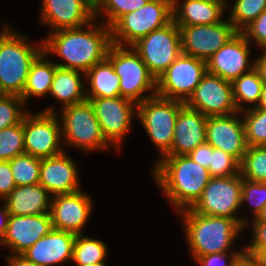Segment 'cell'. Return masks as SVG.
<instances>
[{"label":"cell","instance_id":"bcb514c9","mask_svg":"<svg viewBox=\"0 0 266 266\" xmlns=\"http://www.w3.org/2000/svg\"><path fill=\"white\" fill-rule=\"evenodd\" d=\"M234 266H261V263L257 257L250 256L244 252Z\"/></svg>","mask_w":266,"mask_h":266},{"label":"cell","instance_id":"9f6ffc18","mask_svg":"<svg viewBox=\"0 0 266 266\" xmlns=\"http://www.w3.org/2000/svg\"><path fill=\"white\" fill-rule=\"evenodd\" d=\"M147 1H167V2H170L173 5L175 0H147Z\"/></svg>","mask_w":266,"mask_h":266},{"label":"cell","instance_id":"f1b7e54d","mask_svg":"<svg viewBox=\"0 0 266 266\" xmlns=\"http://www.w3.org/2000/svg\"><path fill=\"white\" fill-rule=\"evenodd\" d=\"M233 99L238 112L244 111L245 107L241 103L255 104L252 107H257L264 85L261 79L259 71L254 67L251 71L242 74L239 78H236L233 82ZM241 102V103H240Z\"/></svg>","mask_w":266,"mask_h":266},{"label":"cell","instance_id":"f5cc1de1","mask_svg":"<svg viewBox=\"0 0 266 266\" xmlns=\"http://www.w3.org/2000/svg\"><path fill=\"white\" fill-rule=\"evenodd\" d=\"M84 1H86L95 10L100 0H84Z\"/></svg>","mask_w":266,"mask_h":266},{"label":"cell","instance_id":"4fadbf2b","mask_svg":"<svg viewBox=\"0 0 266 266\" xmlns=\"http://www.w3.org/2000/svg\"><path fill=\"white\" fill-rule=\"evenodd\" d=\"M205 116H219L238 112L233 99L232 82L207 72L194 92L184 103Z\"/></svg>","mask_w":266,"mask_h":266},{"label":"cell","instance_id":"ac0fdd59","mask_svg":"<svg viewBox=\"0 0 266 266\" xmlns=\"http://www.w3.org/2000/svg\"><path fill=\"white\" fill-rule=\"evenodd\" d=\"M206 142L213 148L230 154L241 163L248 147L243 120L237 118L235 114L209 116L206 125Z\"/></svg>","mask_w":266,"mask_h":266},{"label":"cell","instance_id":"5bb4252c","mask_svg":"<svg viewBox=\"0 0 266 266\" xmlns=\"http://www.w3.org/2000/svg\"><path fill=\"white\" fill-rule=\"evenodd\" d=\"M183 54L207 61L238 31L229 20L216 24L178 26Z\"/></svg>","mask_w":266,"mask_h":266},{"label":"cell","instance_id":"f35d334b","mask_svg":"<svg viewBox=\"0 0 266 266\" xmlns=\"http://www.w3.org/2000/svg\"><path fill=\"white\" fill-rule=\"evenodd\" d=\"M249 201L254 211L253 219L261 213L266 205V182H254L242 178V196L241 202Z\"/></svg>","mask_w":266,"mask_h":266},{"label":"cell","instance_id":"db71d44e","mask_svg":"<svg viewBox=\"0 0 266 266\" xmlns=\"http://www.w3.org/2000/svg\"><path fill=\"white\" fill-rule=\"evenodd\" d=\"M7 94L6 92L3 90L2 86H1V83H0V99L5 97Z\"/></svg>","mask_w":266,"mask_h":266},{"label":"cell","instance_id":"d6a6232c","mask_svg":"<svg viewBox=\"0 0 266 266\" xmlns=\"http://www.w3.org/2000/svg\"><path fill=\"white\" fill-rule=\"evenodd\" d=\"M242 178L266 182V146H248L240 163Z\"/></svg>","mask_w":266,"mask_h":266},{"label":"cell","instance_id":"e575fe53","mask_svg":"<svg viewBox=\"0 0 266 266\" xmlns=\"http://www.w3.org/2000/svg\"><path fill=\"white\" fill-rule=\"evenodd\" d=\"M24 153L23 120L19 124L0 130V161H10Z\"/></svg>","mask_w":266,"mask_h":266},{"label":"cell","instance_id":"9a60e30c","mask_svg":"<svg viewBox=\"0 0 266 266\" xmlns=\"http://www.w3.org/2000/svg\"><path fill=\"white\" fill-rule=\"evenodd\" d=\"M89 101L100 124L103 137L109 144H114L113 146L119 149L121 140L131 129V121L134 114L136 115L137 104L121 96L95 98Z\"/></svg>","mask_w":266,"mask_h":266},{"label":"cell","instance_id":"f907efd6","mask_svg":"<svg viewBox=\"0 0 266 266\" xmlns=\"http://www.w3.org/2000/svg\"><path fill=\"white\" fill-rule=\"evenodd\" d=\"M252 220V222H266V205L263 207L261 213L257 216V218Z\"/></svg>","mask_w":266,"mask_h":266},{"label":"cell","instance_id":"2e32d148","mask_svg":"<svg viewBox=\"0 0 266 266\" xmlns=\"http://www.w3.org/2000/svg\"><path fill=\"white\" fill-rule=\"evenodd\" d=\"M249 43L242 32H237L206 61L207 72L233 82L251 71L255 67V61L251 64L249 62Z\"/></svg>","mask_w":266,"mask_h":266},{"label":"cell","instance_id":"8fae6325","mask_svg":"<svg viewBox=\"0 0 266 266\" xmlns=\"http://www.w3.org/2000/svg\"><path fill=\"white\" fill-rule=\"evenodd\" d=\"M206 73V61L181 53L157 79L156 95L185 103Z\"/></svg>","mask_w":266,"mask_h":266},{"label":"cell","instance_id":"d590c367","mask_svg":"<svg viewBox=\"0 0 266 266\" xmlns=\"http://www.w3.org/2000/svg\"><path fill=\"white\" fill-rule=\"evenodd\" d=\"M147 2V0H100L95 9V18L103 12L105 16L107 15L105 25L111 27L121 16L138 10Z\"/></svg>","mask_w":266,"mask_h":266},{"label":"cell","instance_id":"60d3db41","mask_svg":"<svg viewBox=\"0 0 266 266\" xmlns=\"http://www.w3.org/2000/svg\"><path fill=\"white\" fill-rule=\"evenodd\" d=\"M253 239L244 248V252L259 257L266 250V222H253Z\"/></svg>","mask_w":266,"mask_h":266},{"label":"cell","instance_id":"9c48e42d","mask_svg":"<svg viewBox=\"0 0 266 266\" xmlns=\"http://www.w3.org/2000/svg\"><path fill=\"white\" fill-rule=\"evenodd\" d=\"M131 48L157 80L182 53L179 27L172 20L139 39Z\"/></svg>","mask_w":266,"mask_h":266},{"label":"cell","instance_id":"d6986e66","mask_svg":"<svg viewBox=\"0 0 266 266\" xmlns=\"http://www.w3.org/2000/svg\"><path fill=\"white\" fill-rule=\"evenodd\" d=\"M53 229L50 213L42 215H10L1 244L21 255Z\"/></svg>","mask_w":266,"mask_h":266},{"label":"cell","instance_id":"f546056e","mask_svg":"<svg viewBox=\"0 0 266 266\" xmlns=\"http://www.w3.org/2000/svg\"><path fill=\"white\" fill-rule=\"evenodd\" d=\"M107 247L101 240L83 237L82 234L76 235L72 260L77 265L105 263Z\"/></svg>","mask_w":266,"mask_h":266},{"label":"cell","instance_id":"ffe728a7","mask_svg":"<svg viewBox=\"0 0 266 266\" xmlns=\"http://www.w3.org/2000/svg\"><path fill=\"white\" fill-rule=\"evenodd\" d=\"M41 22L54 31L83 27L95 19V10L84 0H42Z\"/></svg>","mask_w":266,"mask_h":266},{"label":"cell","instance_id":"6da1fadb","mask_svg":"<svg viewBox=\"0 0 266 266\" xmlns=\"http://www.w3.org/2000/svg\"><path fill=\"white\" fill-rule=\"evenodd\" d=\"M86 24V29L66 28L53 31L42 41L45 54H55L66 63H56L58 67L85 73L98 62L104 60L112 44L110 27Z\"/></svg>","mask_w":266,"mask_h":266},{"label":"cell","instance_id":"836d02e7","mask_svg":"<svg viewBox=\"0 0 266 266\" xmlns=\"http://www.w3.org/2000/svg\"><path fill=\"white\" fill-rule=\"evenodd\" d=\"M265 9L266 0H236L230 13L229 22L238 32H241Z\"/></svg>","mask_w":266,"mask_h":266},{"label":"cell","instance_id":"cb8c5ba5","mask_svg":"<svg viewBox=\"0 0 266 266\" xmlns=\"http://www.w3.org/2000/svg\"><path fill=\"white\" fill-rule=\"evenodd\" d=\"M225 9L226 6L219 0H184L181 7L175 0L173 21L177 26L216 24L223 20L221 16Z\"/></svg>","mask_w":266,"mask_h":266},{"label":"cell","instance_id":"3957f363","mask_svg":"<svg viewBox=\"0 0 266 266\" xmlns=\"http://www.w3.org/2000/svg\"><path fill=\"white\" fill-rule=\"evenodd\" d=\"M183 211L180 213L184 216V231L192 257L228 252L237 234L244 230L235 219L206 216L195 213L191 208Z\"/></svg>","mask_w":266,"mask_h":266},{"label":"cell","instance_id":"8d00e7d4","mask_svg":"<svg viewBox=\"0 0 266 266\" xmlns=\"http://www.w3.org/2000/svg\"><path fill=\"white\" fill-rule=\"evenodd\" d=\"M25 103L20 96L6 95L0 99V130L22 122L24 113L20 107Z\"/></svg>","mask_w":266,"mask_h":266},{"label":"cell","instance_id":"603a6c76","mask_svg":"<svg viewBox=\"0 0 266 266\" xmlns=\"http://www.w3.org/2000/svg\"><path fill=\"white\" fill-rule=\"evenodd\" d=\"M76 234L52 229L21 255L39 266H52L72 260Z\"/></svg>","mask_w":266,"mask_h":266},{"label":"cell","instance_id":"4dcf8cb0","mask_svg":"<svg viewBox=\"0 0 266 266\" xmlns=\"http://www.w3.org/2000/svg\"><path fill=\"white\" fill-rule=\"evenodd\" d=\"M9 162L16 186L39 184L41 158L24 153Z\"/></svg>","mask_w":266,"mask_h":266},{"label":"cell","instance_id":"8992f818","mask_svg":"<svg viewBox=\"0 0 266 266\" xmlns=\"http://www.w3.org/2000/svg\"><path fill=\"white\" fill-rule=\"evenodd\" d=\"M173 5L167 1H148L138 10L121 16L111 27L113 44L132 46L152 31L173 20Z\"/></svg>","mask_w":266,"mask_h":266},{"label":"cell","instance_id":"1f68e13d","mask_svg":"<svg viewBox=\"0 0 266 266\" xmlns=\"http://www.w3.org/2000/svg\"><path fill=\"white\" fill-rule=\"evenodd\" d=\"M242 112L247 146H266V109L252 107Z\"/></svg>","mask_w":266,"mask_h":266},{"label":"cell","instance_id":"52a82bcc","mask_svg":"<svg viewBox=\"0 0 266 266\" xmlns=\"http://www.w3.org/2000/svg\"><path fill=\"white\" fill-rule=\"evenodd\" d=\"M184 105L181 101L155 95L136 106L137 118L162 157L171 149L177 115Z\"/></svg>","mask_w":266,"mask_h":266},{"label":"cell","instance_id":"b9f144b4","mask_svg":"<svg viewBox=\"0 0 266 266\" xmlns=\"http://www.w3.org/2000/svg\"><path fill=\"white\" fill-rule=\"evenodd\" d=\"M243 251H235L233 253H230L231 256H229V264L225 261V259L228 258L227 252L223 253H211L202 255L199 257H193L198 263H200L201 266H234L235 262L238 260V258L244 253ZM227 257V258H226Z\"/></svg>","mask_w":266,"mask_h":266},{"label":"cell","instance_id":"5b68a950","mask_svg":"<svg viewBox=\"0 0 266 266\" xmlns=\"http://www.w3.org/2000/svg\"><path fill=\"white\" fill-rule=\"evenodd\" d=\"M106 58L120 77L121 97L138 104L156 95L157 80L134 49L112 43ZM148 90L153 91L151 96H142Z\"/></svg>","mask_w":266,"mask_h":266},{"label":"cell","instance_id":"30bf717a","mask_svg":"<svg viewBox=\"0 0 266 266\" xmlns=\"http://www.w3.org/2000/svg\"><path fill=\"white\" fill-rule=\"evenodd\" d=\"M242 176L211 177L199 200L191 208L195 213L206 216L228 217L237 220L243 227L247 220L236 217L241 207Z\"/></svg>","mask_w":266,"mask_h":266},{"label":"cell","instance_id":"7a4b0ae2","mask_svg":"<svg viewBox=\"0 0 266 266\" xmlns=\"http://www.w3.org/2000/svg\"><path fill=\"white\" fill-rule=\"evenodd\" d=\"M156 162L154 179L177 213L192 208L211 179L209 170L188 155L164 156Z\"/></svg>","mask_w":266,"mask_h":266},{"label":"cell","instance_id":"f6af8a7d","mask_svg":"<svg viewBox=\"0 0 266 266\" xmlns=\"http://www.w3.org/2000/svg\"><path fill=\"white\" fill-rule=\"evenodd\" d=\"M4 206L0 209V243L4 239V236L7 231V226H8V219L10 216V213L7 209L6 202L4 201Z\"/></svg>","mask_w":266,"mask_h":266},{"label":"cell","instance_id":"11a10c76","mask_svg":"<svg viewBox=\"0 0 266 266\" xmlns=\"http://www.w3.org/2000/svg\"><path fill=\"white\" fill-rule=\"evenodd\" d=\"M77 266H106L104 263H97V264H87V265H77Z\"/></svg>","mask_w":266,"mask_h":266},{"label":"cell","instance_id":"7402d4cb","mask_svg":"<svg viewBox=\"0 0 266 266\" xmlns=\"http://www.w3.org/2000/svg\"><path fill=\"white\" fill-rule=\"evenodd\" d=\"M207 119L201 112L184 105L178 112L173 143L165 156L188 155L205 143Z\"/></svg>","mask_w":266,"mask_h":266},{"label":"cell","instance_id":"484cf974","mask_svg":"<svg viewBox=\"0 0 266 266\" xmlns=\"http://www.w3.org/2000/svg\"><path fill=\"white\" fill-rule=\"evenodd\" d=\"M81 73L84 74L77 70L56 68L49 94L63 103V107L87 100Z\"/></svg>","mask_w":266,"mask_h":266},{"label":"cell","instance_id":"ba28073f","mask_svg":"<svg viewBox=\"0 0 266 266\" xmlns=\"http://www.w3.org/2000/svg\"><path fill=\"white\" fill-rule=\"evenodd\" d=\"M62 109V140L65 138L68 144L81 148L86 153L89 150L107 149L110 146L103 137L90 101L68 105Z\"/></svg>","mask_w":266,"mask_h":266},{"label":"cell","instance_id":"6f0895ef","mask_svg":"<svg viewBox=\"0 0 266 266\" xmlns=\"http://www.w3.org/2000/svg\"><path fill=\"white\" fill-rule=\"evenodd\" d=\"M8 29V26L5 24V27L2 28L3 31L0 32V36Z\"/></svg>","mask_w":266,"mask_h":266},{"label":"cell","instance_id":"7dc6e473","mask_svg":"<svg viewBox=\"0 0 266 266\" xmlns=\"http://www.w3.org/2000/svg\"><path fill=\"white\" fill-rule=\"evenodd\" d=\"M10 266H39L29 260H27L22 255H12L8 257Z\"/></svg>","mask_w":266,"mask_h":266},{"label":"cell","instance_id":"44dd1931","mask_svg":"<svg viewBox=\"0 0 266 266\" xmlns=\"http://www.w3.org/2000/svg\"><path fill=\"white\" fill-rule=\"evenodd\" d=\"M76 163L64 152L41 159V184L52 197L70 194L81 190L79 185Z\"/></svg>","mask_w":266,"mask_h":266},{"label":"cell","instance_id":"816d5d0a","mask_svg":"<svg viewBox=\"0 0 266 266\" xmlns=\"http://www.w3.org/2000/svg\"><path fill=\"white\" fill-rule=\"evenodd\" d=\"M261 266H266V250L258 257Z\"/></svg>","mask_w":266,"mask_h":266},{"label":"cell","instance_id":"680465c9","mask_svg":"<svg viewBox=\"0 0 266 266\" xmlns=\"http://www.w3.org/2000/svg\"><path fill=\"white\" fill-rule=\"evenodd\" d=\"M219 1H221L225 6L227 5L226 0H219Z\"/></svg>","mask_w":266,"mask_h":266},{"label":"cell","instance_id":"ab89813d","mask_svg":"<svg viewBox=\"0 0 266 266\" xmlns=\"http://www.w3.org/2000/svg\"><path fill=\"white\" fill-rule=\"evenodd\" d=\"M246 39H251L266 51V9L241 31Z\"/></svg>","mask_w":266,"mask_h":266},{"label":"cell","instance_id":"ee69618b","mask_svg":"<svg viewBox=\"0 0 266 266\" xmlns=\"http://www.w3.org/2000/svg\"><path fill=\"white\" fill-rule=\"evenodd\" d=\"M188 156L202 167L208 169L211 162V145L208 142L200 144Z\"/></svg>","mask_w":266,"mask_h":266},{"label":"cell","instance_id":"e0dca14e","mask_svg":"<svg viewBox=\"0 0 266 266\" xmlns=\"http://www.w3.org/2000/svg\"><path fill=\"white\" fill-rule=\"evenodd\" d=\"M92 200L82 190L54 196L51 200L50 215L53 229L82 234L92 210Z\"/></svg>","mask_w":266,"mask_h":266},{"label":"cell","instance_id":"74e56055","mask_svg":"<svg viewBox=\"0 0 266 266\" xmlns=\"http://www.w3.org/2000/svg\"><path fill=\"white\" fill-rule=\"evenodd\" d=\"M211 177H229L240 173V163L230 154L211 146Z\"/></svg>","mask_w":266,"mask_h":266},{"label":"cell","instance_id":"c3c4849f","mask_svg":"<svg viewBox=\"0 0 266 266\" xmlns=\"http://www.w3.org/2000/svg\"><path fill=\"white\" fill-rule=\"evenodd\" d=\"M255 68L259 71L263 82L266 83V51L255 60Z\"/></svg>","mask_w":266,"mask_h":266},{"label":"cell","instance_id":"681fc988","mask_svg":"<svg viewBox=\"0 0 266 266\" xmlns=\"http://www.w3.org/2000/svg\"><path fill=\"white\" fill-rule=\"evenodd\" d=\"M257 107L266 109V83L263 85L261 98Z\"/></svg>","mask_w":266,"mask_h":266},{"label":"cell","instance_id":"7c38bea8","mask_svg":"<svg viewBox=\"0 0 266 266\" xmlns=\"http://www.w3.org/2000/svg\"><path fill=\"white\" fill-rule=\"evenodd\" d=\"M52 108L39 114H27L23 118L25 154L37 158H48L64 151L60 140L61 125Z\"/></svg>","mask_w":266,"mask_h":266},{"label":"cell","instance_id":"d4e9b609","mask_svg":"<svg viewBox=\"0 0 266 266\" xmlns=\"http://www.w3.org/2000/svg\"><path fill=\"white\" fill-rule=\"evenodd\" d=\"M49 192L41 185L16 186L3 199L10 215H42L50 213Z\"/></svg>","mask_w":266,"mask_h":266},{"label":"cell","instance_id":"277c9868","mask_svg":"<svg viewBox=\"0 0 266 266\" xmlns=\"http://www.w3.org/2000/svg\"><path fill=\"white\" fill-rule=\"evenodd\" d=\"M42 51L43 43L31 46L11 28L0 36V83L7 95L22 96L30 66Z\"/></svg>","mask_w":266,"mask_h":266},{"label":"cell","instance_id":"4316f807","mask_svg":"<svg viewBox=\"0 0 266 266\" xmlns=\"http://www.w3.org/2000/svg\"><path fill=\"white\" fill-rule=\"evenodd\" d=\"M90 82V93L86 98H114L120 96V77L115 73L112 63L105 58L85 73Z\"/></svg>","mask_w":266,"mask_h":266},{"label":"cell","instance_id":"83f0119b","mask_svg":"<svg viewBox=\"0 0 266 266\" xmlns=\"http://www.w3.org/2000/svg\"><path fill=\"white\" fill-rule=\"evenodd\" d=\"M46 56L47 54L42 51L30 66L27 82L21 96L24 103L28 101L29 96L38 97L50 93L58 65L56 62L44 60Z\"/></svg>","mask_w":266,"mask_h":266},{"label":"cell","instance_id":"7bdbcfd3","mask_svg":"<svg viewBox=\"0 0 266 266\" xmlns=\"http://www.w3.org/2000/svg\"><path fill=\"white\" fill-rule=\"evenodd\" d=\"M16 187L9 161H0V198L5 199Z\"/></svg>","mask_w":266,"mask_h":266}]
</instances>
